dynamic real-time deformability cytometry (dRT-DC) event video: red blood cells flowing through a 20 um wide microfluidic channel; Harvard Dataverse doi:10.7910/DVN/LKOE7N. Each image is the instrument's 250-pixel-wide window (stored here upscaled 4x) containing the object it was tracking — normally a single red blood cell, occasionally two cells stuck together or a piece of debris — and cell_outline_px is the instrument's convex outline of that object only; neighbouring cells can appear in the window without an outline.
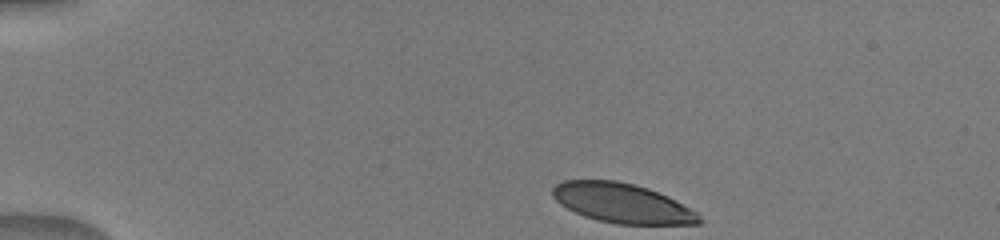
{"species": "human", "species_latin": "Homo sapiens", "temperature_condition": "warm", "stored_images_in_passage": 42, "camera_frame_rate_fps": 3000, "um_per_image_px": 0.085, "donor": {"sex": "male"}, "frame": {"image": 1, "passage_image": 1, "time_ms": 0.0, "image_size_px": [1000, 240], "cell_outline_px": [[704, 220], [700, 224], [616, 224], [596, 220], [584, 216], [560, 204], [552, 196], [552, 188], [556, 184], [564, 180], [616, 180], [648, 188], [668, 196], [696, 212]], "centroid_in_image_um": [52.88, 17.27], "position_along_channel_um": 32.1, "area_um2": 33.76}}
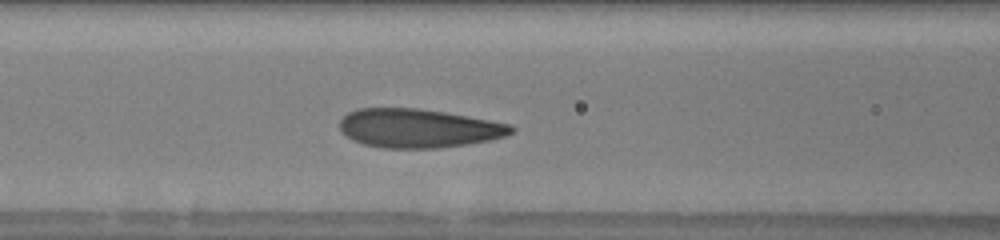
{"frame": {"image": 2, "passage_image": 14, "time_ms": 4.333, "image_size_px": [1000, 240], "cell_outline_px": [[516, 128], [512, 132], [504, 136], [488, 140], [468, 144], [436, 148], [384, 148], [364, 144], [352, 140], [340, 132], [340, 120], [348, 112], [360, 108], [420, 108], [444, 112], [512, 124]], "centroid_in_image_um": [35.54, 10.9], "position_along_channel_um": 131.1, "area_um2": 38.78}}
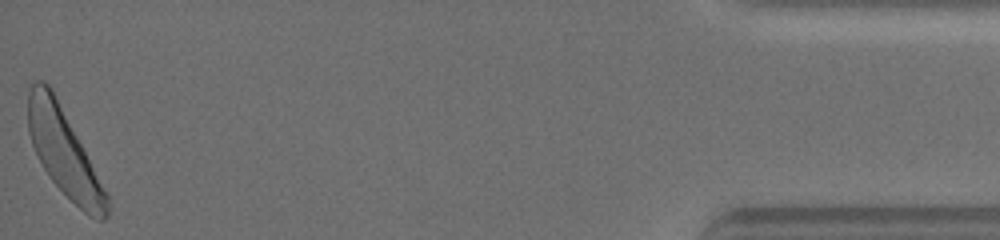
{"frame": {"image": 3, "passage_image": 42, "time_ms": 13.667, "image_size_px": [1000, 240], "cell_outline_px": [[108, 216], [104, 220], [100, 220], [88, 216], [48, 176], [32, 144], [28, 132], [28, 92], [32, 84], [36, 80], [44, 80], [52, 88], [108, 196]], "centroid_in_image_um": [5.41, 12.92], "position_along_channel_um": 429.8, "area_um2": 38.84}}